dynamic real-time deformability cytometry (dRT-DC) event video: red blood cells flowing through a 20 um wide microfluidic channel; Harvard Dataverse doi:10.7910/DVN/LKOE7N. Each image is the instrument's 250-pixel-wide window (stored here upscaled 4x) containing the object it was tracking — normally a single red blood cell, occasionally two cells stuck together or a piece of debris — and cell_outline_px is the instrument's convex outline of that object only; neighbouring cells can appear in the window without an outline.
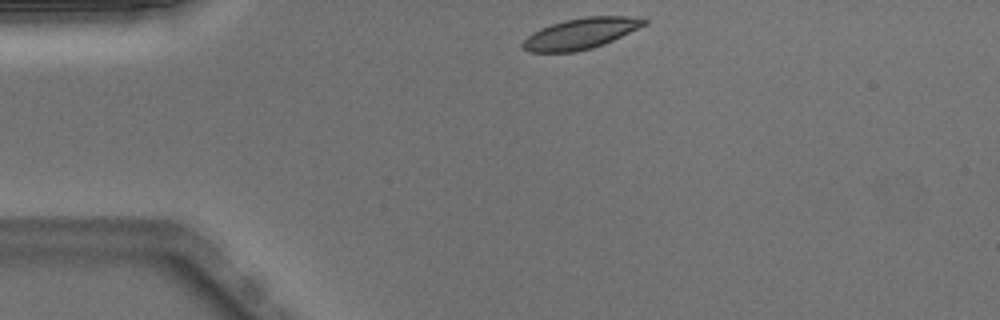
{"species": "Egyptian fruit bat (a non-hibernating species)", "species_latin": "Rousettus aegyptiacus", "temperature_condition": "warm", "stored_images_in_passage": 41, "camera_frame_rate_fps": 3000, "um_per_image_px": 0.085, "animal": {"sex": "male"}, "frame": {"image": 1, "passage_image": 1, "time_ms": 0.0, "image_size_px": [1000, 320], "cell_outline_px": [[648, 24], [604, 44], [592, 48], [576, 52], [528, 52], [520, 44], [532, 32], [540, 28], [564, 20], [584, 16], [628, 16], [648, 20]], "centroid_in_image_um": [49.36, 2.85], "position_along_channel_um": 35.6, "area_um2": 21.91}}
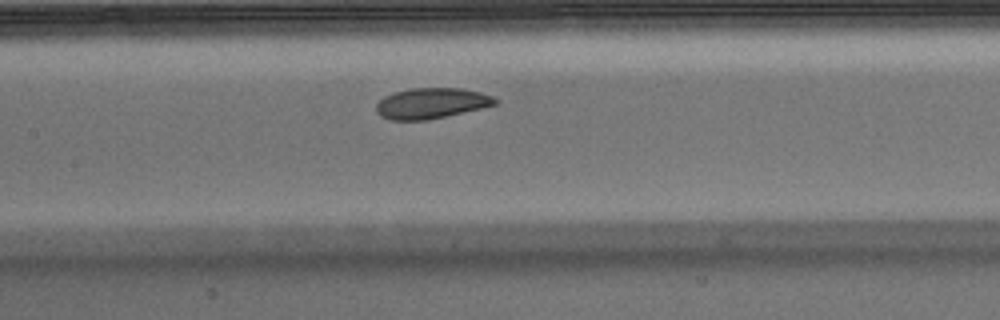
{"frame": {"image": 2, "passage_image": 14, "time_ms": 4.333, "image_size_px": [1000, 320], "cell_outline_px": [[500, 100], [496, 104], [484, 108], [428, 120], [388, 120], [380, 116], [376, 112], [376, 104], [384, 96], [396, 92], [412, 88], [460, 88], [480, 92], [492, 96]], "centroid_in_image_um": [36.68, 8.79], "position_along_channel_um": 170.7, "area_um2": 21.39}}
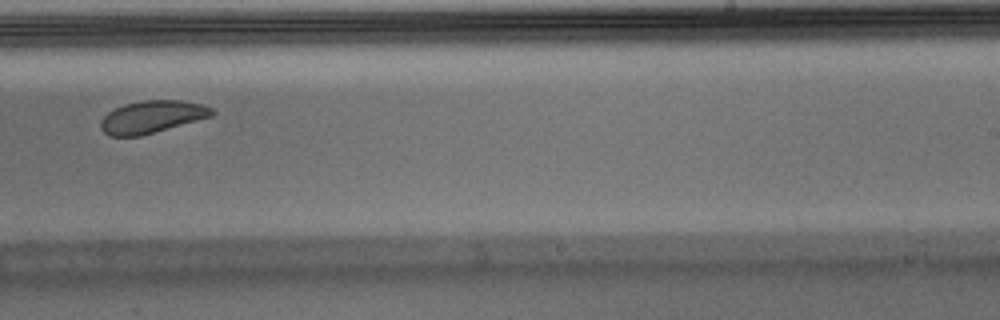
{"frame": {"image": 3, "passage_image": 22, "time_ms": 7.0, "image_size_px": [1000, 320], "cell_outline_px": [[216, 112], [212, 116], [140, 136], [108, 136], [100, 128], [100, 120], [108, 112], [124, 104], [144, 100], [184, 100], [204, 104], [212, 108]], "centroid_in_image_um": [12.92, 9.92], "position_along_channel_um": 276.1, "area_um2": 21.04}, "authors_computed_cell_mechanics": {"area_um2": 22.3686, "velocity_mm_per_s": 3.9649, "shape_relaxation_time_tau1_ms": 2.4741, "shape_relaxation_time_tau2_ms": 3.6558, "deformation_change_tau1": 0.0883, "deformation_change_tau2": 0.087}}